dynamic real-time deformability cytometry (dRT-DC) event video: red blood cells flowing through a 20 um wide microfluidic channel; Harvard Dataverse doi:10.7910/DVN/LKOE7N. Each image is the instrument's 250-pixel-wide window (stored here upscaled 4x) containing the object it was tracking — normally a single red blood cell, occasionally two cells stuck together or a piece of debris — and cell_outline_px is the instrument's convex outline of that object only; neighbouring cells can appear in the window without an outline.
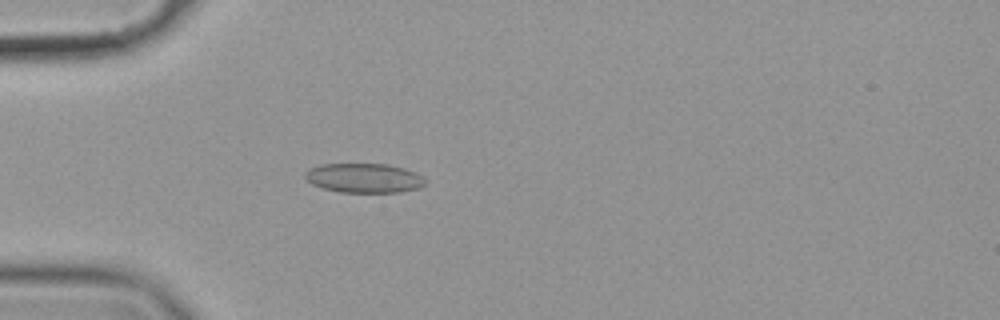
{"species": "common noctule bat (a hibernating species)", "species_latin": "Nyctalus noctula", "temperature_condition": "cold", "stored_images_in_passage": 52, "camera_frame_rate_fps": 3000, "um_per_image_px": 0.085, "animal": {"sex": "female", "body_mass_g": 19.9}, "frame": {"image": 1, "passage_image": 12, "time_ms": 3.667, "image_size_px": [1000, 320], "cell_outline_px": [[428, 180], [420, 188], [400, 192], [340, 192], [324, 188], [312, 184], [304, 176], [304, 172], [308, 168], [320, 164], [388, 164], [404, 168], [416, 172], [424, 176]], "centroid_in_image_um": [30.97, 15.12], "position_along_channel_um": 54.0, "area_um2": 20.81}}
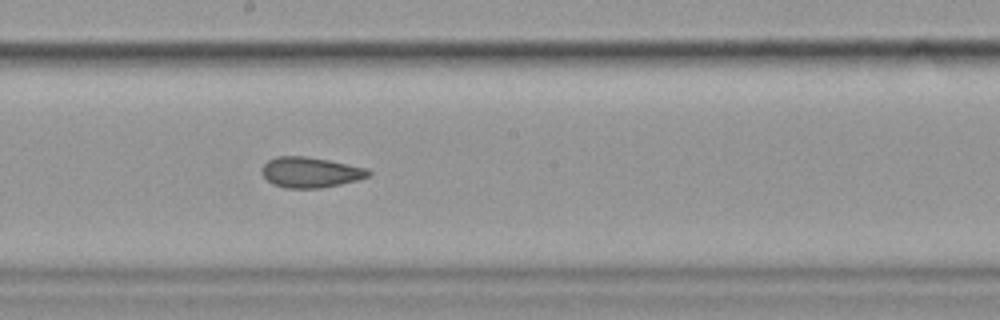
{"frame": {"image": 2, "passage_image": 27, "time_ms": 8.667, "image_size_px": [1000, 320], "cell_outline_px": [[372, 176], [340, 184], [320, 188], [284, 188], [272, 184], [260, 172], [260, 168], [268, 160], [276, 156], [304, 156], [328, 160], [368, 168], [372, 172]], "centroid_in_image_um": [26.38, 14.64], "position_along_channel_um": 221.8, "area_um2": 19.07}}
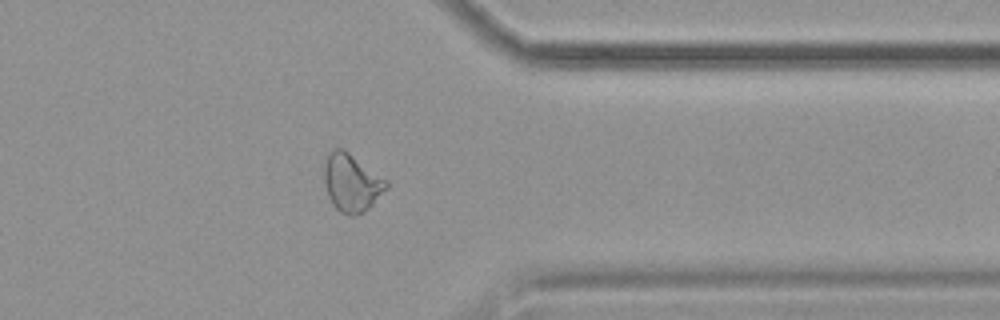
{"frame": {"image": 3, "passage_image": 41, "time_ms": 13.333, "image_size_px": [1000, 320], "cell_outline_px": [[388, 188], [368, 208], [356, 216], [348, 216], [340, 212], [332, 204], [328, 196], [324, 184], [324, 164], [328, 152], [332, 148], [344, 148], [388, 180]], "centroid_in_image_um": [29.87, 15.51], "position_along_channel_um": 381.5, "area_um2": 21.27}, "authors_computed_cell_mechanics": {"area_um2": 20.1144, "velocity_mm_per_s": 3.555, "shape_relaxation_time_tau1_ms": null, "shape_relaxation_time_tau2_ms": 2.482, "deformation_change_tau1": null, "deformation_change_tau2": 0.0808}}